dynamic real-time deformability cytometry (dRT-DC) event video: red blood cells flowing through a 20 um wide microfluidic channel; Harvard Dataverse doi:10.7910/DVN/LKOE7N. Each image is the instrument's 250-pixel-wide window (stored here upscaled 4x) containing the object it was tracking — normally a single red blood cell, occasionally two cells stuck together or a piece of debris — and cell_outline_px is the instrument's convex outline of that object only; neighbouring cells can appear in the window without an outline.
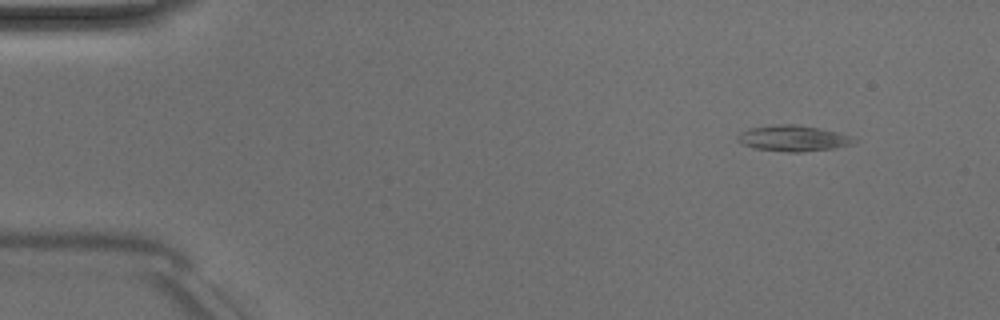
{"species": "Egyptian fruit bat (a non-hibernating species)", "species_latin": "Rousettus aegyptiacus", "temperature_condition": "room temperature", "stored_images_in_passage": 49, "camera_frame_rate_fps": 3000, "um_per_image_px": 0.085, "animal": {"sex": "male"}, "frame": {"image": 1, "passage_image": 4, "time_ms": 1.0, "image_size_px": [1000, 320], "cell_outline_px": [[856, 140], [848, 144], [832, 148], [800, 152], [788, 152], [756, 148], [744, 144], [736, 136], [740, 132], [748, 128], [772, 124], [796, 124], [836, 132], [848, 136]], "centroid_in_image_um": [67.33, 11.74], "position_along_channel_um": 17.7, "area_um2": 17.05}}
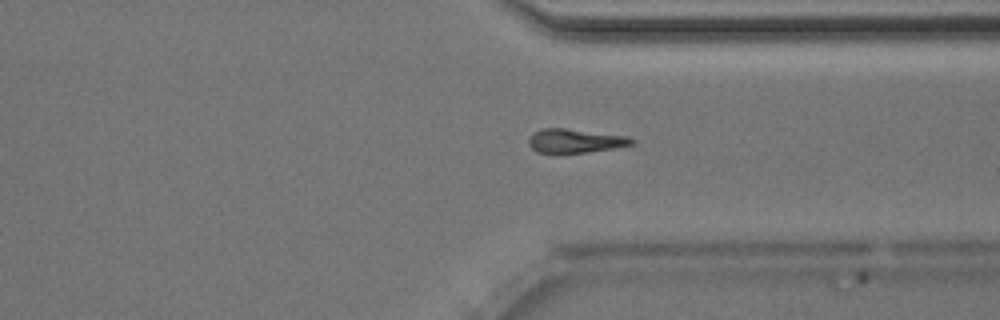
{"frame": {"image": 2, "passage_image": 37, "time_ms": 12.0, "image_size_px": [1000, 320], "cell_outline_px": [[636, 140], [632, 144], [612, 148], [588, 152], [536, 152], [528, 144], [528, 140], [532, 132], [544, 128], [564, 128], [628, 136]], "centroid_in_image_um": [48.86, 11.96], "position_along_channel_um": 362.5, "area_um2": 14.16}}
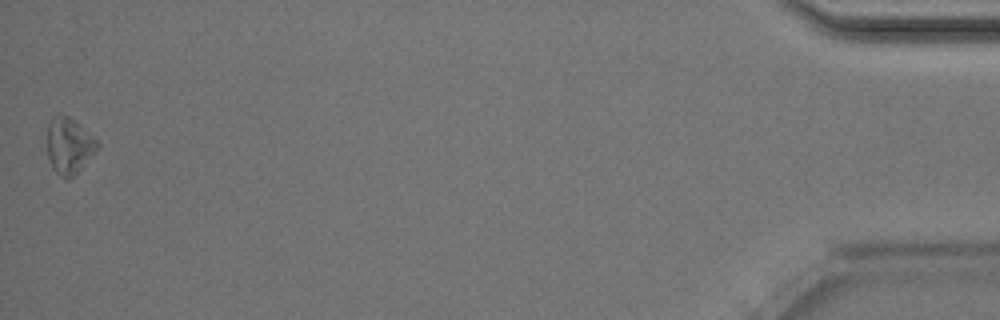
{"frame": {"image": 3, "passage_image": 49, "time_ms": 16.0, "image_size_px": [1000, 320], "cell_outline_px": [[100, 144], [80, 168], [68, 180], [60, 176], [52, 168], [48, 156], [48, 124], [56, 116], [68, 116], [76, 120]], "centroid_in_image_um": [5.85, 12.39], "position_along_channel_um": 429.3, "area_um2": 15.84}, "authors_computed_cell_mechanics": {"area_um2": 15.4326, "velocity_mm_per_s": 4.0259, "shape_relaxation_time_tau1_ms": 2.8909, "shape_relaxation_time_tau2_ms": null, "deformation_change_tau1": 0.1221, "deformation_change_tau2": null}}